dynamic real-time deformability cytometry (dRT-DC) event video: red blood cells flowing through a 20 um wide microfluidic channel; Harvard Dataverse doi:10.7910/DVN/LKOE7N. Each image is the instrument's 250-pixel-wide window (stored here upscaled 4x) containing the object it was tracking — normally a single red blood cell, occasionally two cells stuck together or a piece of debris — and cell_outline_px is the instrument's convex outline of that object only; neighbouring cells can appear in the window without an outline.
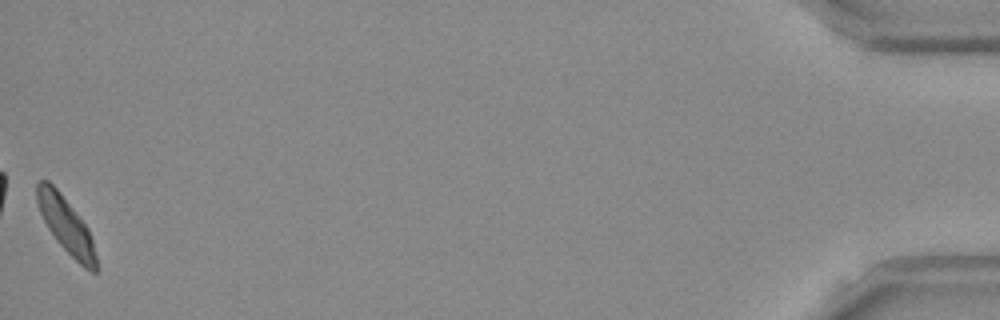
{"species": "Egyptian fruit bat (a non-hibernating species)", "species_latin": "Rousettus aegyptiacus", "temperature_condition": "room temperature", "stored_images_in_passage": 52, "camera_frame_rate_fps": 3000, "um_per_image_px": 0.085, "frame": {"image": 1, "passage_image": 52, "time_ms": 17.0, "image_size_px": [1000, 320], "cell_outline_px": [[96, 272], [92, 272], [84, 268], [56, 240], [48, 228], [40, 212], [36, 200], [36, 184], [40, 180], [48, 180], [60, 192], [88, 228], [92, 240], [96, 256]], "centroid_in_image_um": [5.59, 19.11], "position_along_channel_um": 429.6, "area_um2": 18.84}, "authors_computed_cell_mechanics": {"area_um2": 19.363, "velocity_mm_per_s": 3.7456, "shape_relaxation_time_tau1_ms": 1.5024, "shape_relaxation_time_tau2_ms": null, "deformation_change_tau1": 0.2202, "deformation_change_tau2": null}}